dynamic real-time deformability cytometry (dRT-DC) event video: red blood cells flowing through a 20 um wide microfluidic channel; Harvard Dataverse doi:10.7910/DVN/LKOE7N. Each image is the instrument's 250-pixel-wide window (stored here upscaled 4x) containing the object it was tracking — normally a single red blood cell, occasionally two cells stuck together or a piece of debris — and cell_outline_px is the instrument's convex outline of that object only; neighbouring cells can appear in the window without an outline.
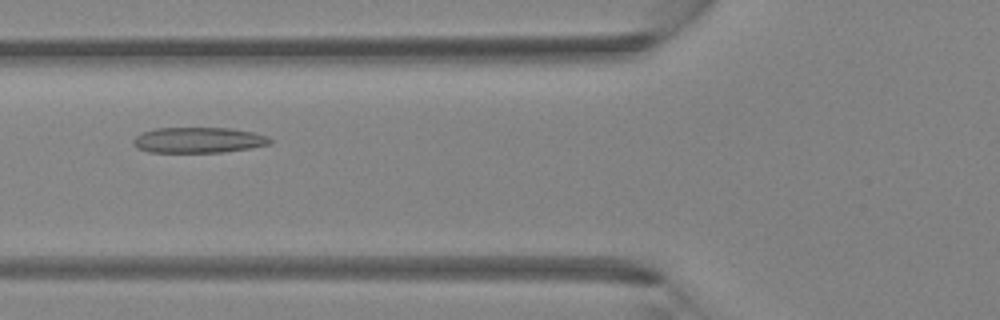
{"species": "Egyptian fruit bat (a non-hibernating species)", "species_latin": "Rousettus aegyptiacus", "temperature_condition": "room temperature", "stored_images_in_passage": 2, "camera_frame_rate_fps": 3000, "um_per_image_px": 0.085, "animal": {"sex": "female"}, "frame": {"image": 1, "passage_image": 2, "time_ms": 0.333, "image_size_px": [1000, 320], "cell_outline_px": [[272, 144], [252, 148], [224, 152], [148, 152], [136, 148], [132, 144], [132, 140], [136, 136], [144, 132], [156, 128], [228, 128], [252, 132], [268, 136], [272, 140]], "centroid_in_image_um": [16.87, 11.91], "position_along_channel_um": 108.9, "area_um2": 20.52}}